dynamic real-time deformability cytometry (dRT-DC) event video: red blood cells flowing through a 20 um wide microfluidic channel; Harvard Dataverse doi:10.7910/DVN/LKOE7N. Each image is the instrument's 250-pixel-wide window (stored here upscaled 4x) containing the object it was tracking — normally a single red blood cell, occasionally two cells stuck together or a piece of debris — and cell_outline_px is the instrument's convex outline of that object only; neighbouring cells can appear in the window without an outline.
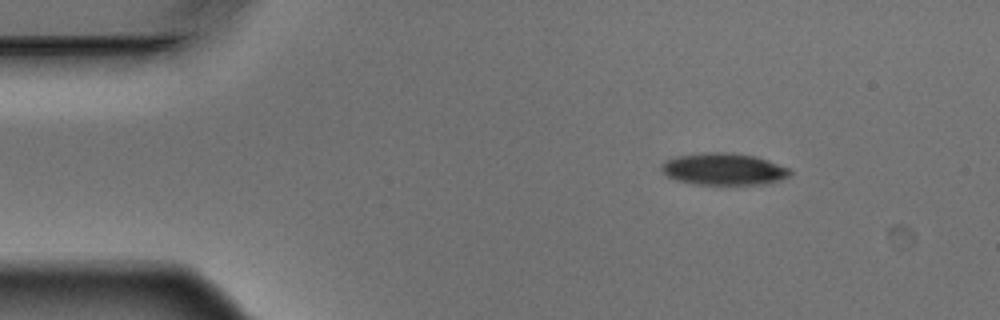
{"species": "Egyptian fruit bat (a non-hibernating species)", "species_latin": "Rousettus aegyptiacus", "temperature_condition": "warm", "stored_images_in_passage": 3, "camera_frame_rate_fps": 3000, "um_per_image_px": 0.085, "animal": {"sex": "male"}, "frame": {"image": 1, "passage_image": 1, "time_ms": 0.0, "image_size_px": [1000, 320], "cell_outline_px": [[792, 172], [788, 176], [780, 180], [768, 184], [692, 184], [676, 180], [668, 176], [660, 168], [660, 164], [664, 160], [672, 156], [704, 152], [732, 152], [756, 156], [792, 168]], "centroid_in_image_um": [61.51, 14.36], "position_along_channel_um": 23.5, "area_um2": 24.39}}